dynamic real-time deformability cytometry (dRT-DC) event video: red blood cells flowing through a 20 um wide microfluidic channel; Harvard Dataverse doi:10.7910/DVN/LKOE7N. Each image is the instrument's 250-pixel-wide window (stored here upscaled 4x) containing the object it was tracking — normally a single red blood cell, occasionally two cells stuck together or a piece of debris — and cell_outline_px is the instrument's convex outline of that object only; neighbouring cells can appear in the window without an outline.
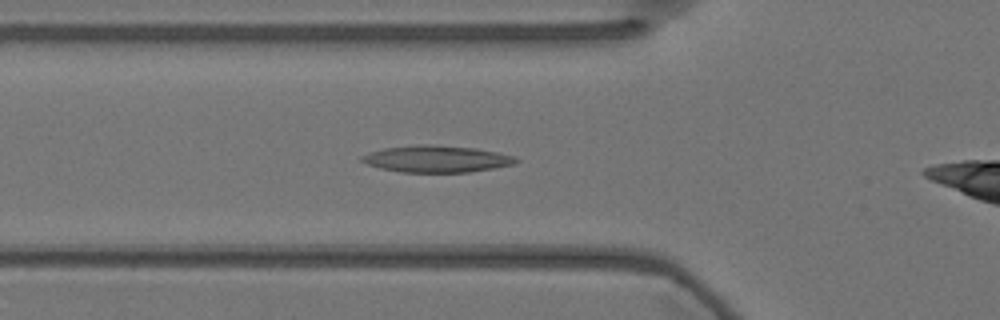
{"species": "Egyptian fruit bat (a non-hibernating species)", "species_latin": "Rousettus aegyptiacus", "temperature_condition": "warm", "stored_images_in_passage": 34, "camera_frame_rate_fps": 3000, "um_per_image_px": 0.085, "animal": {"sex": "female"}, "frame": {"image": 1, "passage_image": 7, "time_ms": 2.0, "image_size_px": [1000, 320], "cell_outline_px": [[520, 160], [512, 164], [492, 168], [468, 172], [400, 172], [380, 168], [368, 164], [360, 160], [360, 156], [384, 148], [420, 144], [432, 144], [476, 148], [516, 156]], "centroid_in_image_um": [37.11, 13.5], "position_along_channel_um": 88.7, "area_um2": 23.93}}
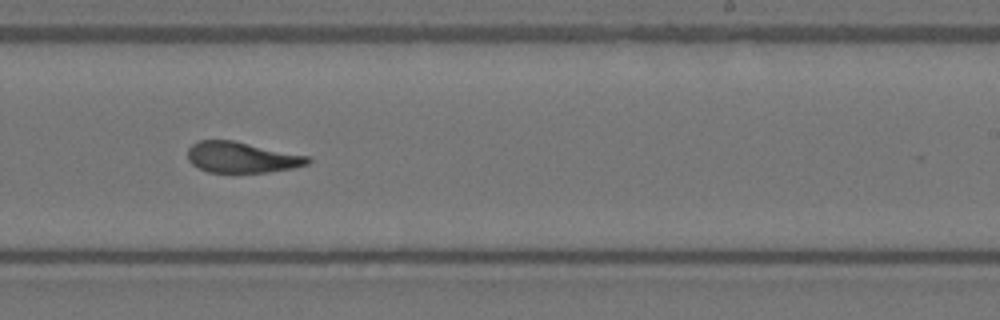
{"frame": {"image": 2, "passage_image": 22, "time_ms": 7.0, "image_size_px": [1000, 320], "cell_outline_px": [[312, 160], [308, 164], [292, 168], [268, 172], [208, 172], [196, 168], [188, 160], [188, 148], [192, 144], [200, 140], [232, 140], [312, 156]], "centroid_in_image_um": [20.57, 13.37], "position_along_channel_um": 268.4, "area_um2": 21.79}}
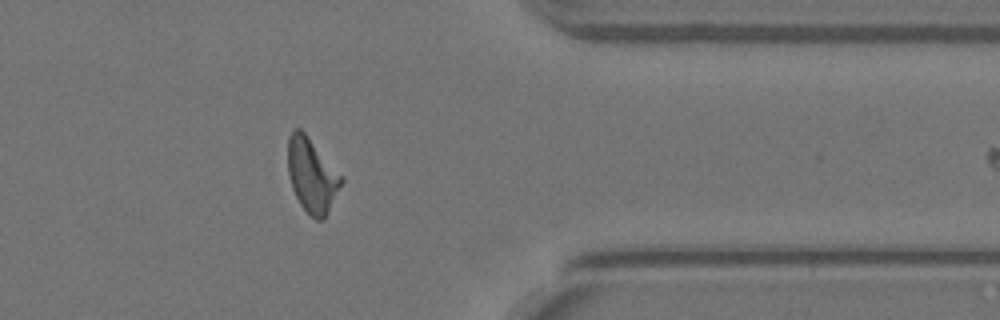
{"frame": {"image": 3, "passage_image": 33, "time_ms": 10.667, "image_size_px": [1000, 320], "cell_outline_px": [[344, 180], [324, 220], [316, 220], [300, 204], [292, 188], [288, 172], [288, 136], [296, 128], [300, 128], [304, 132], [344, 176]], "centroid_in_image_um": [26.53, 14.9], "position_along_channel_um": 384.9, "area_um2": 23.06}}